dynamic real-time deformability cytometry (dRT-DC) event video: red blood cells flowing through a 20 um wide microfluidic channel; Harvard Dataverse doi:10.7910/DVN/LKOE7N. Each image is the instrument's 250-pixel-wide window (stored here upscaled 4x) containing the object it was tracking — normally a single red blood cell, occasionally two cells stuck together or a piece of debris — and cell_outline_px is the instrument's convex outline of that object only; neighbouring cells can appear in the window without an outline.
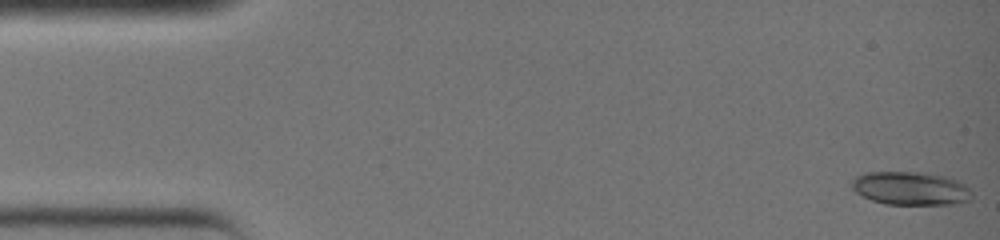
{"species": "common noctule bat (a hibernating species)", "species_latin": "Nyctalus noctula", "temperature_condition": "warm", "stored_images_in_passage": 11, "camera_frame_rate_fps": 3000, "um_per_image_px": 0.085, "animal": {"sex": "female", "body_mass_g": 19.0, "forearm_length_mm": 51.5}, "frame": {"image": 1, "passage_image": 1, "time_ms": 0.0, "image_size_px": [1000, 240], "cell_outline_px": [[972, 200], [956, 204], [884, 204], [872, 200], [856, 192], [852, 188], [852, 180], [856, 176], [868, 172], [920, 172], [948, 176], [964, 184], [972, 192]], "centroid_in_image_um": [77.44, 16.01], "position_along_channel_um": 7.6, "area_um2": 23.41}}
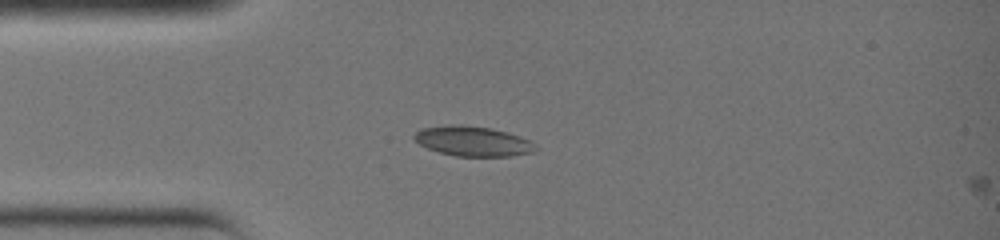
{"frame": {"image": 2, "passage_image": 10, "time_ms": 3.0, "image_size_px": [1000, 240], "cell_outline_px": [[536, 152], [512, 156], [456, 156], [440, 152], [428, 148], [420, 144], [412, 136], [416, 132], [424, 128], [488, 128], [508, 132], [532, 140], [536, 144]], "centroid_in_image_um": [40.33, 12.07], "position_along_channel_um": 44.7, "area_um2": 20.11}}